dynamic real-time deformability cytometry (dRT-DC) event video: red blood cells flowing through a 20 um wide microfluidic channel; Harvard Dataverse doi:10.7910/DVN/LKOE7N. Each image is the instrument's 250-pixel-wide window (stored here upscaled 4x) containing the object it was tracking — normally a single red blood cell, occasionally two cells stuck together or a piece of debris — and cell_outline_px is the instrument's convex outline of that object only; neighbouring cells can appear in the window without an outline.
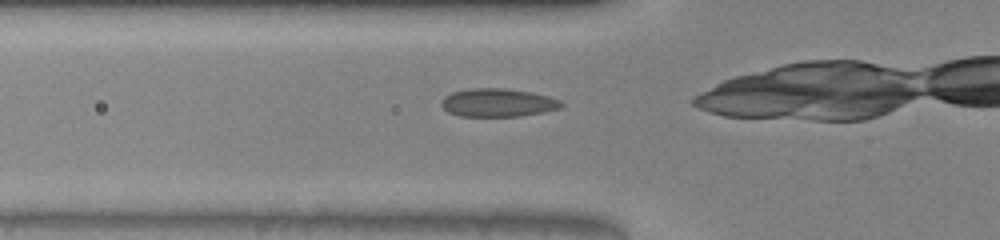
{"species": "common noctule bat (a hibernating species)", "species_latin": "Nyctalus noctula", "temperature_condition": "warm", "stored_images_in_passage": 7, "segment_of_instrument_passage": [1, 2], "camera_frame_rate_fps": 3000, "um_per_image_px": 0.085, "animal": {"sex": "male", "body_mass_g": 20.0, "forearm_length_mm": 53.3}, "frame": {"image": 1, "passage_image": 2, "time_ms": 0.333, "image_size_px": [1000, 240], "cell_outline_px": [[564, 104], [560, 108], [544, 112], [520, 116], [460, 116], [448, 112], [440, 104], [440, 100], [444, 96], [452, 92], [468, 88], [504, 88], [532, 92], [548, 96], [560, 100]], "centroid_in_image_um": [42.3, 8.72], "position_along_channel_um": 83.5, "area_um2": 19.88}}
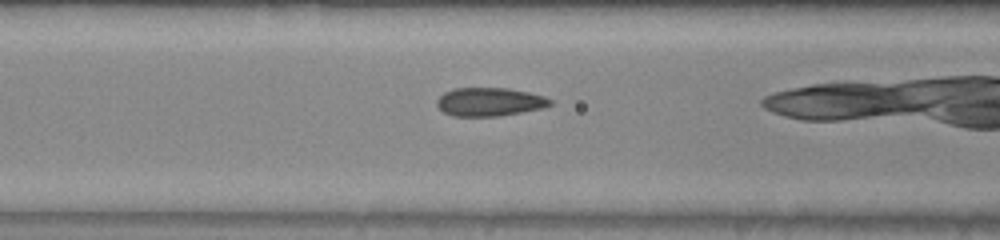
{"frame": {"image": 2, "passage_image": 5, "time_ms": 1.333, "image_size_px": [1000, 240], "cell_outline_px": [[552, 104], [544, 108], [500, 116], [452, 116], [444, 112], [436, 104], [436, 100], [444, 92], [452, 88], [508, 88], [528, 92], [544, 96], [552, 100]], "centroid_in_image_um": [41.61, 8.66], "position_along_channel_um": 125.0, "area_um2": 18.9}}